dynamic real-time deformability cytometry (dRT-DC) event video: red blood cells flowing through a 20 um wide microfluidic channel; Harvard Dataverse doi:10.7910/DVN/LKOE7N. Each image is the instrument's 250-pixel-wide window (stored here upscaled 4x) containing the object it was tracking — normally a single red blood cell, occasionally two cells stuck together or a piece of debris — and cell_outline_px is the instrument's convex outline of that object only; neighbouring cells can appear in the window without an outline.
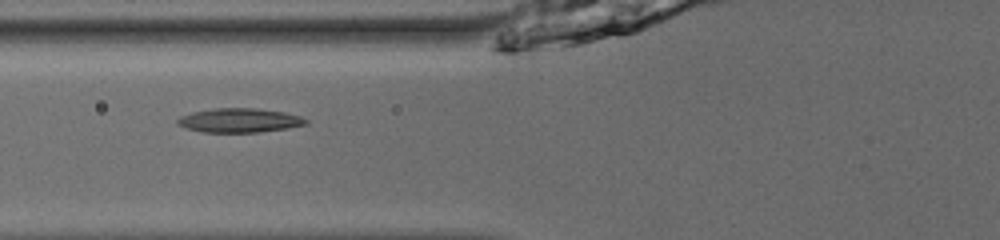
{"species": "common noctule bat (a hibernating species)", "species_latin": "Nyctalus noctula", "temperature_condition": "room temperature", "stored_images_in_passage": 35, "camera_frame_rate_fps": 3000, "um_per_image_px": 0.085, "animal": {"sex": "male", "body_mass_g": 13.0, "forearm_length_mm": 53.1}, "frame": {"image": 1, "passage_image": 5, "time_ms": 1.333, "image_size_px": [1000, 240], "cell_outline_px": [[308, 124], [288, 128], [260, 132], [204, 132], [188, 128], [176, 124], [176, 120], [180, 116], [192, 112], [216, 108], [256, 108], [284, 112], [300, 116], [308, 120]], "centroid_in_image_um": [20.37, 10.23], "position_along_channel_um": 105.4, "area_um2": 18.03}}
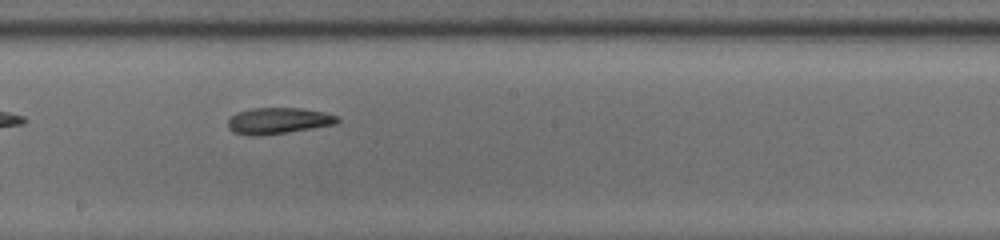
{"frame": {"image": 2, "passage_image": 14, "time_ms": 4.333, "image_size_px": [1000, 240], "cell_outline_px": [[340, 120], [336, 124], [288, 132], [260, 136], [248, 136], [232, 132], [228, 128], [228, 120], [236, 112], [252, 108], [300, 108], [324, 112], [336, 116]], "centroid_in_image_um": [23.61, 10.27], "position_along_channel_um": 224.6, "area_um2": 16.82}}
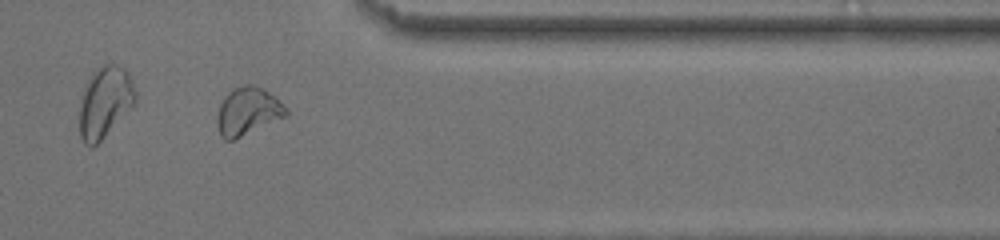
{"frame": {"image": 3, "passage_image": 27, "time_ms": 8.667, "image_size_px": [1000, 240], "cell_outline_px": [[288, 116], [232, 140], [224, 140], [220, 136], [216, 124], [216, 116], [220, 104], [224, 96], [232, 88], [244, 84], [252, 84], [264, 88], [276, 96], [288, 108]], "centroid_in_image_um": [21.07, 9.44], "position_along_channel_um": 390.3, "area_um2": 19.65}, "authors_computed_cell_mechanics": {"area_um2": 17.2244, "velocity_mm_per_s": 3.9531, "shape_relaxation_time_tau1_ms": 4.1587, "shape_relaxation_time_tau2_ms": 2.8201, "deformation_change_tau1": 0.133, "deformation_change_tau2": 0.0988}}